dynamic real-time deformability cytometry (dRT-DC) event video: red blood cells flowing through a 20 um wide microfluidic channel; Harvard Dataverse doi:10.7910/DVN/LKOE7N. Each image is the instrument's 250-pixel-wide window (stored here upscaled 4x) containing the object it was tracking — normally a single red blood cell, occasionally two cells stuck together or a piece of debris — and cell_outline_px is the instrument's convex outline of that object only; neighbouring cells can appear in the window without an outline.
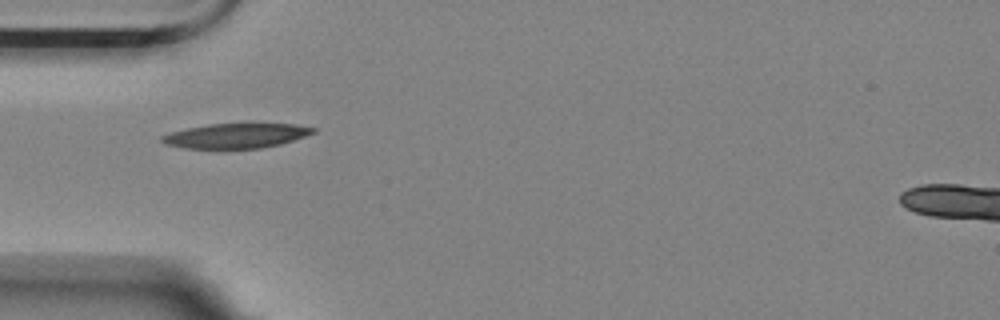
{"species": "Egyptian fruit bat (a non-hibernating species)", "species_latin": "Rousettus aegyptiacus", "temperature_condition": "room temperature", "stored_images_in_passage": 2, "camera_frame_rate_fps": 3000, "um_per_image_px": 0.085, "animal": {"sex": "female"}, "frame": {"image": 1, "passage_image": 1, "time_ms": 0.0, "image_size_px": [1000, 320], "cell_outline_px": [[316, 132], [280, 144], [260, 148], [184, 148], [164, 144], [160, 140], [160, 136], [172, 132], [188, 128], [208, 124], [244, 120], [252, 120], [296, 124], [316, 128]], "centroid_in_image_um": [20.12, 11.47], "position_along_channel_um": 64.9, "area_um2": 22.95}}
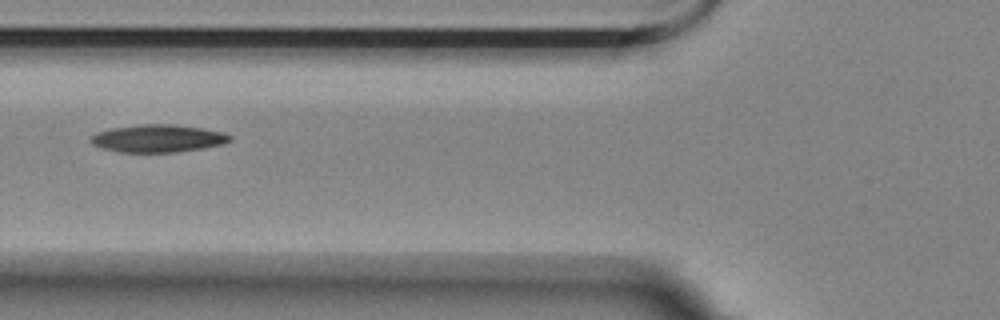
{"frame": {"image": 2, "passage_image": 2, "time_ms": 0.333, "image_size_px": [1000, 320], "cell_outline_px": [[232, 140], [224, 144], [176, 152], [120, 152], [100, 148], [92, 144], [88, 140], [96, 132], [112, 128], [140, 124], [176, 124], [224, 132], [232, 136]], "centroid_in_image_um": [13.41, 11.76], "position_along_channel_um": 112.4, "area_um2": 22.48}}